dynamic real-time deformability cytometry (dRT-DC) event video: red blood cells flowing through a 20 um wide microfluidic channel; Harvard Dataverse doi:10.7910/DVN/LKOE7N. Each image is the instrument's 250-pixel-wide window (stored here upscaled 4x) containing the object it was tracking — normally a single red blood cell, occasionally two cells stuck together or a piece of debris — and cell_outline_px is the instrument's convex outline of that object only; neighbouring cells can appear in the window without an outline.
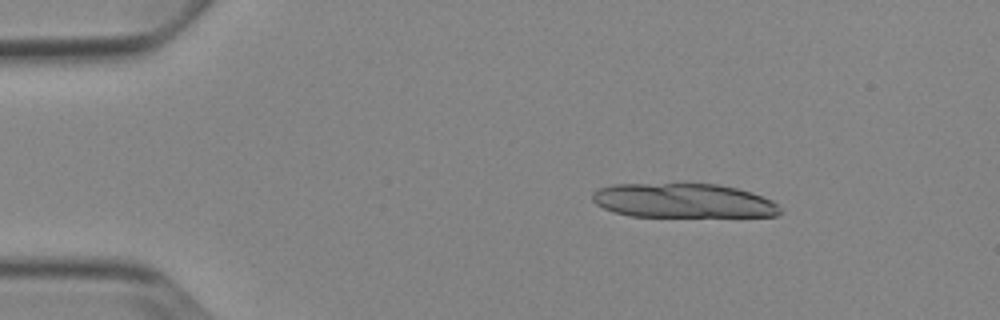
{"species": "Egyptian fruit bat (a non-hibernating species)", "species_latin": "Rousettus aegyptiacus", "temperature_condition": "cold", "stored_images_in_passage": 28, "camera_frame_rate_fps": 3000, "um_per_image_px": 0.085, "animal": {"sex": "female"}, "frame": {"image": 1, "passage_image": 8, "time_ms": 2.333, "image_size_px": [1000, 320], "cell_outline_px": [[784, 212], [776, 216], [632, 216], [612, 212], [596, 204], [592, 200], [592, 192], [600, 188], [612, 184], [716, 184], [736, 188], [752, 192], [772, 200]], "centroid_in_image_um": [58.07, 17.06], "position_along_channel_um": 26.9, "area_um2": 37.51}}
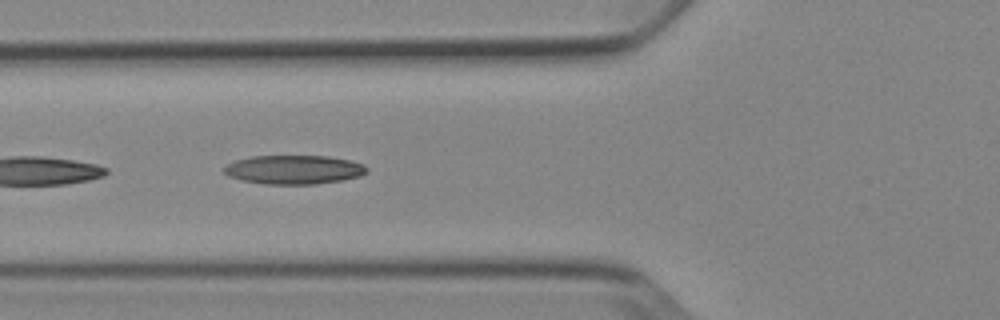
{"frame": {"image": 2, "passage_image": 20, "time_ms": 6.333, "image_size_px": [1000, 320], "cell_outline_px": [[368, 172], [360, 176], [340, 180], [316, 184], [264, 184], [240, 180], [228, 176], [220, 168], [236, 160], [252, 156], [328, 156], [352, 160], [364, 164], [368, 168]], "centroid_in_image_um": [24.97, 14.42], "position_along_channel_um": 100.8, "area_um2": 24.28}}